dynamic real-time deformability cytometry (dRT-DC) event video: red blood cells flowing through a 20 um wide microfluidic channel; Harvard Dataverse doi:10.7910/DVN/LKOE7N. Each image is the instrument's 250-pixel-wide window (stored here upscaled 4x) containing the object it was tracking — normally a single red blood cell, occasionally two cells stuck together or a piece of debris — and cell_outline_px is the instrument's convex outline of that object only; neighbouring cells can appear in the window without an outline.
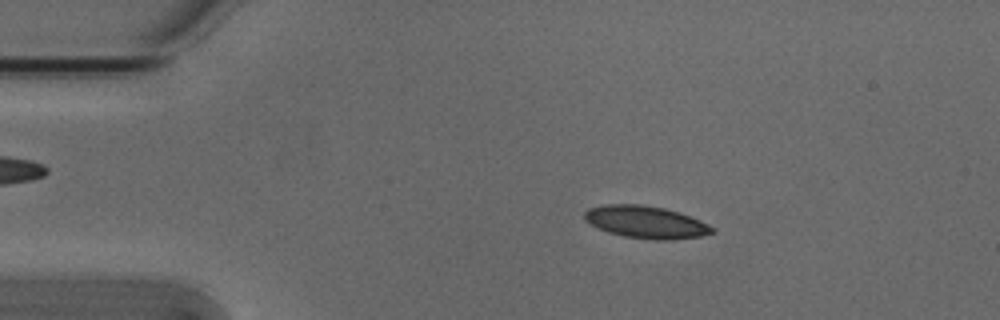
{"species": "Egyptian fruit bat (a non-hibernating species)", "species_latin": "Rousettus aegyptiacus", "temperature_condition": "cold", "stored_images_in_passage": 50, "camera_frame_rate_fps": 3000, "um_per_image_px": 0.085, "animal": {"sex": "male"}, "frame": {"image": 1, "passage_image": 7, "time_ms": 2.0, "image_size_px": [1000, 320], "cell_outline_px": [[716, 228], [712, 232], [700, 236], [672, 240], [656, 240], [624, 236], [608, 232], [584, 220], [584, 212], [588, 208], [608, 204], [640, 204], [664, 208], [680, 212], [700, 220]], "centroid_in_image_um": [54.91, 18.87], "position_along_channel_um": 30.1, "area_um2": 23.99}}
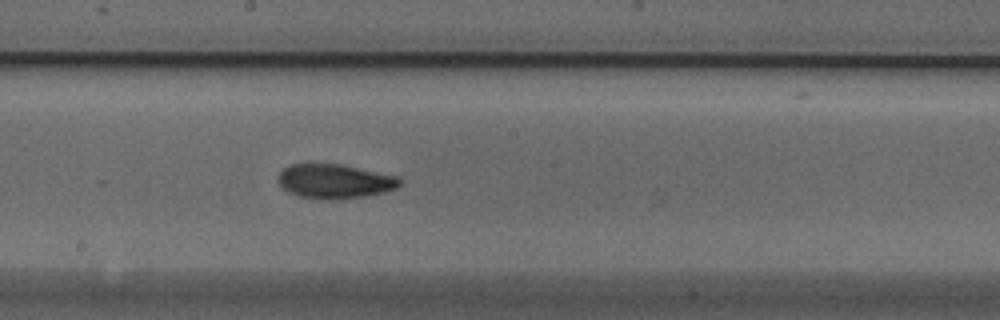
{"frame": {"image": 2, "passage_image": 26, "time_ms": 8.333, "image_size_px": [1000, 320], "cell_outline_px": [[400, 184], [396, 188], [384, 192], [364, 196], [332, 200], [300, 196], [288, 192], [280, 188], [276, 180], [280, 172], [284, 168], [292, 164], [340, 164], [396, 176], [400, 180]], "centroid_in_image_um": [28.39, 15.41], "position_along_channel_um": 219.8, "area_um2": 24.16}}
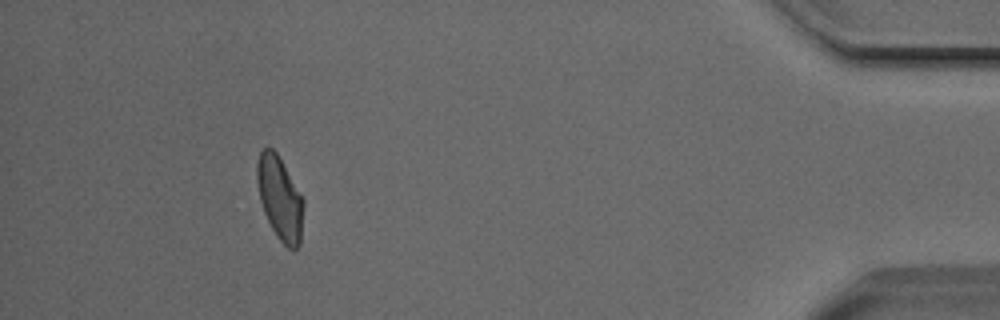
{"frame": {"image": 3, "passage_image": 46, "time_ms": 15.0, "image_size_px": [1000, 320], "cell_outline_px": [[304, 204], [300, 244], [292, 252], [276, 236], [264, 212], [260, 200], [256, 180], [256, 164], [260, 152], [264, 148], [272, 148], [276, 152], [304, 200]], "centroid_in_image_um": [23.78, 16.87], "position_along_channel_um": 411.4, "area_um2": 22.48}, "authors_computed_cell_mechanics": {"area_um2": 23.1489, "velocity_mm_per_s": 3.8276, "shape_relaxation_time_tau1_ms": 4.5557, "shape_relaxation_time_tau2_ms": 3.6764, "deformation_change_tau1": 0.1332, "deformation_change_tau2": 0.0949}}